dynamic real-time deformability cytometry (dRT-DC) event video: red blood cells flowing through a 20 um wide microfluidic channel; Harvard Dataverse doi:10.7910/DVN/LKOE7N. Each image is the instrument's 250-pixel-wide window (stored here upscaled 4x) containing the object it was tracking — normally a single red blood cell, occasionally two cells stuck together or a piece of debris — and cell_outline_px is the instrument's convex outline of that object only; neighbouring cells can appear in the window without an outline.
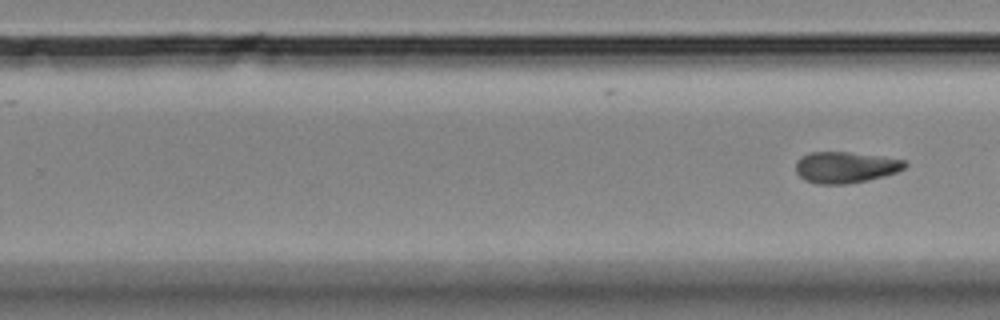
{"species": "Egyptian fruit bat (a non-hibernating species)", "species_latin": "Rousettus aegyptiacus", "temperature_condition": "room temperature", "stored_images_in_passage": 8, "segment_of_instrument_passage": [2, 2], "camera_frame_rate_fps": 3000, "um_per_image_px": 0.085, "animal": {"sex": "female"}, "frame": {"image": 1, "passage_image": 8, "time_ms": 11.667, "image_size_px": [1000, 320], "cell_outline_px": [[908, 164], [904, 168], [896, 172], [884, 176], [868, 180], [848, 184], [816, 184], [804, 180], [796, 172], [796, 160], [800, 156], [808, 152], [848, 152], [904, 160]], "centroid_in_image_um": [71.81, 14.23], "position_along_channel_um": 258.0, "area_um2": 19.88}}